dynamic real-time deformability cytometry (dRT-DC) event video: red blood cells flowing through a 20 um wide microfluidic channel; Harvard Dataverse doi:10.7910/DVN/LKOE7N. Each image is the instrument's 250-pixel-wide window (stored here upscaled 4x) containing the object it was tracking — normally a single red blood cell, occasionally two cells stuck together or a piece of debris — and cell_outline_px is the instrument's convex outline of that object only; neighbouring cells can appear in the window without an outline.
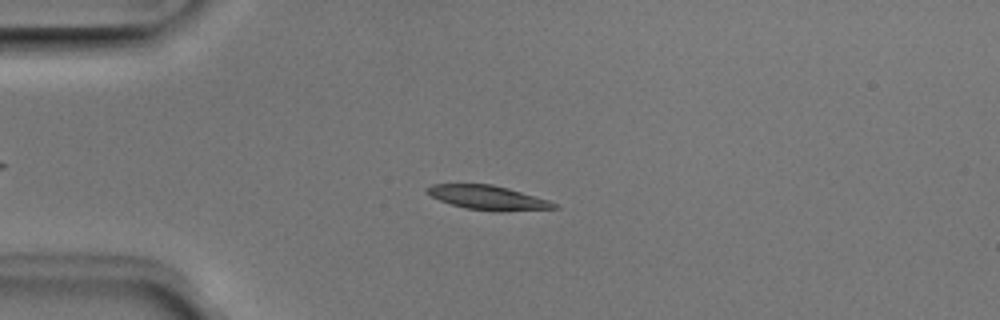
{"species": "Egyptian fruit bat (a non-hibernating species)", "species_latin": "Rousettus aegyptiacus", "temperature_condition": "room temperature", "stored_images_in_passage": 46, "camera_frame_rate_fps": 3000, "um_per_image_px": 0.085, "animal": {"sex": "male"}, "frame": {"image": 1, "passage_image": 7, "time_ms": 2.0, "image_size_px": [1000, 320], "cell_outline_px": [[560, 208], [500, 212], [496, 212], [464, 208], [440, 200], [424, 192], [424, 188], [432, 184], [492, 184], [508, 188], [548, 200], [556, 204]], "centroid_in_image_um": [41.45, 16.8], "position_along_channel_um": 43.5, "area_um2": 18.03}}
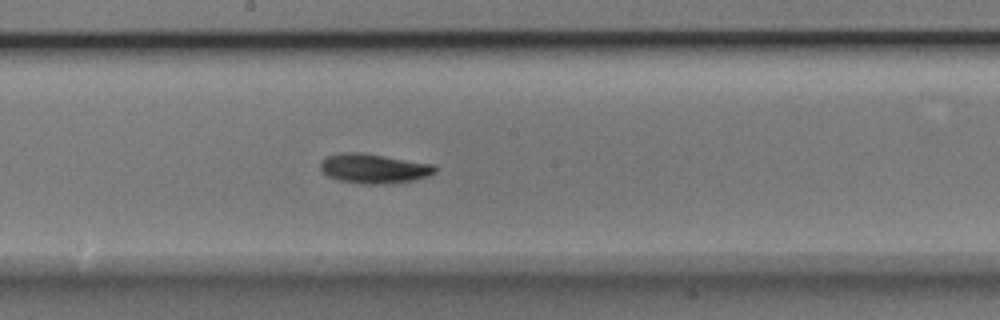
{"frame": {"image": 2, "passage_image": 22, "time_ms": 7.0, "image_size_px": [1000, 320], "cell_outline_px": [[436, 172], [428, 176], [416, 180], [388, 184], [360, 184], [340, 180], [328, 176], [320, 172], [320, 160], [328, 156], [340, 152], [356, 152], [384, 156], [436, 164]], "centroid_in_image_um": [31.77, 14.33], "position_along_channel_um": 216.4, "area_um2": 20.0}}
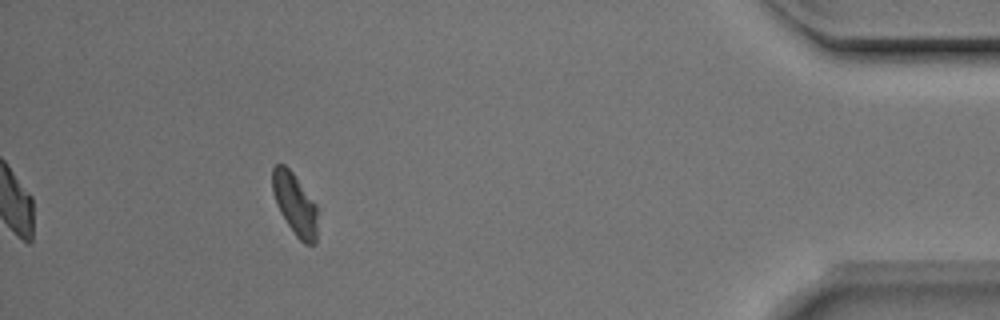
{"frame": {"image": 3, "passage_image": 41, "time_ms": 13.333, "image_size_px": [1000, 320], "cell_outline_px": [[316, 244], [304, 244], [296, 236], [280, 212], [276, 204], [272, 192], [272, 168], [276, 164], [284, 164], [292, 172], [316, 204]], "centroid_in_image_um": [25.04, 17.34], "position_along_channel_um": 410.2, "area_um2": 16.07}, "authors_computed_cell_mechanics": {"area_um2": 18.0914, "velocity_mm_per_s": 3.9303, "shape_relaxation_time_tau1_ms": 3.2862, "shape_relaxation_time_tau2_ms": null, "deformation_change_tau1": 0.126, "deformation_change_tau2": null}}